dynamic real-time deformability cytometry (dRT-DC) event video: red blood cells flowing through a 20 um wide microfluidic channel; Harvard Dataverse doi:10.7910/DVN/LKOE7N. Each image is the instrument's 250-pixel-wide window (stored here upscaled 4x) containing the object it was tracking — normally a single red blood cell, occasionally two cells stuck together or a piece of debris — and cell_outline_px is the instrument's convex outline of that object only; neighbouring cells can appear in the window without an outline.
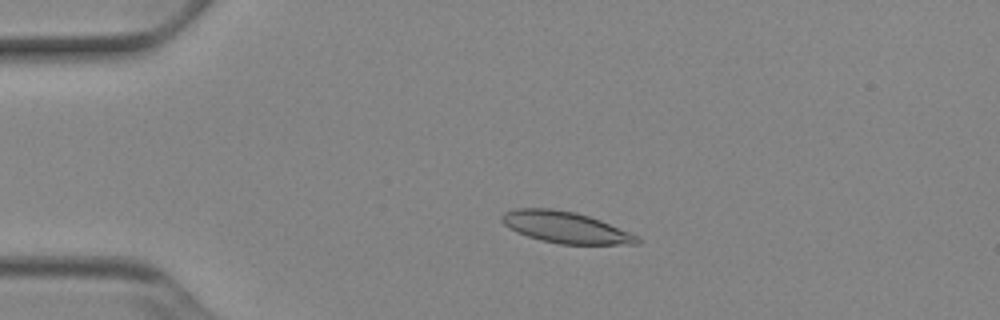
{"species": "Egyptian fruit bat (a non-hibernating species)", "species_latin": "Rousettus aegyptiacus", "temperature_condition": "cold", "stored_images_in_passage": 52, "camera_frame_rate_fps": 3000, "um_per_image_px": 0.085, "animal": {"sex": "female"}, "frame": {"image": 1, "passage_image": 12, "time_ms": 3.667, "image_size_px": [1000, 320], "cell_outline_px": [[640, 244], [560, 244], [540, 240], [516, 232], [504, 224], [500, 220], [500, 216], [504, 212], [516, 208], [552, 208], [576, 212], [600, 220], [640, 236]], "centroid_in_image_um": [48.06, 19.32], "position_along_channel_um": 36.9, "area_um2": 24.85}}
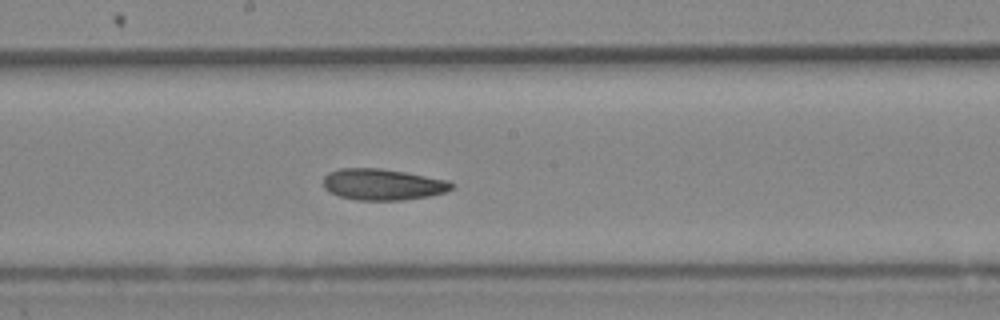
{"frame": {"image": 2, "passage_image": 29, "time_ms": 9.333, "image_size_px": [1000, 320], "cell_outline_px": [[456, 184], [452, 188], [444, 192], [428, 196], [404, 200], [356, 200], [340, 196], [328, 192], [324, 188], [324, 176], [328, 172], [340, 168], [380, 168], [404, 172], [448, 180]], "centroid_in_image_um": [32.51, 15.67], "position_along_channel_um": 215.7, "area_um2": 23.41}}
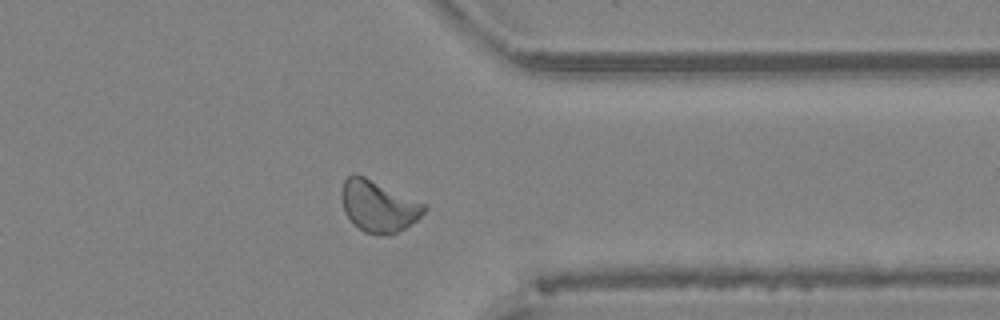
{"frame": {"image": 3, "passage_image": 42, "time_ms": 13.667, "image_size_px": [1000, 320], "cell_outline_px": [[428, 208], [416, 220], [404, 228], [388, 236], [376, 236], [364, 232], [344, 212], [340, 196], [340, 192], [344, 180], [348, 176], [364, 176], [424, 204]], "centroid_in_image_um": [32.14, 17.55], "position_along_channel_um": 379.3, "area_um2": 24.33}, "authors_computed_cell_mechanics": {"area_um2": 23.8136, "velocity_mm_per_s": 3.8704, "shape_relaxation_time_tau1_ms": 7.1209, "shape_relaxation_time_tau2_ms": 9.7773, "deformation_change_tau1": 0.1357, "deformation_change_tau2": 0.1554}}